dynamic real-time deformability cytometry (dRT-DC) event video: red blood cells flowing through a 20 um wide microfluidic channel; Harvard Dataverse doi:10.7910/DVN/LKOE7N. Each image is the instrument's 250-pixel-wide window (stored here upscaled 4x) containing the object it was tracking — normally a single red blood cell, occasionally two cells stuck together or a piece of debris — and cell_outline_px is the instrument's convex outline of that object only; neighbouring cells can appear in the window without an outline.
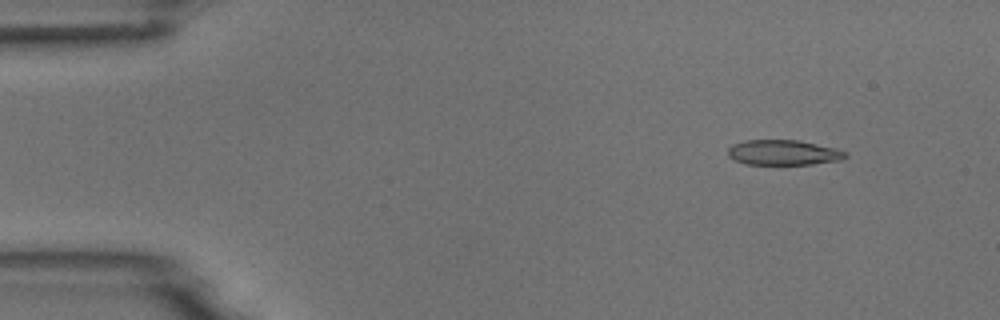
{"species": "common noctule bat (a hibernating species)", "species_latin": "Nyctalus noctula", "temperature_condition": "room temperature", "stored_images_in_passage": 4, "camera_frame_rate_fps": 3000, "um_per_image_px": 0.085, "animal": {"sex": "male", "body_mass_g": 18.8}, "frame": {"image": 1, "passage_image": 2, "time_ms": 0.333, "image_size_px": [1000, 320], "cell_outline_px": [[848, 156], [840, 160], [812, 164], [748, 164], [736, 160], [728, 156], [728, 148], [732, 144], [744, 140], [796, 140], [836, 148], [848, 152]], "centroid_in_image_um": [66.6, 12.96], "position_along_channel_um": 18.4, "area_um2": 17.17}}
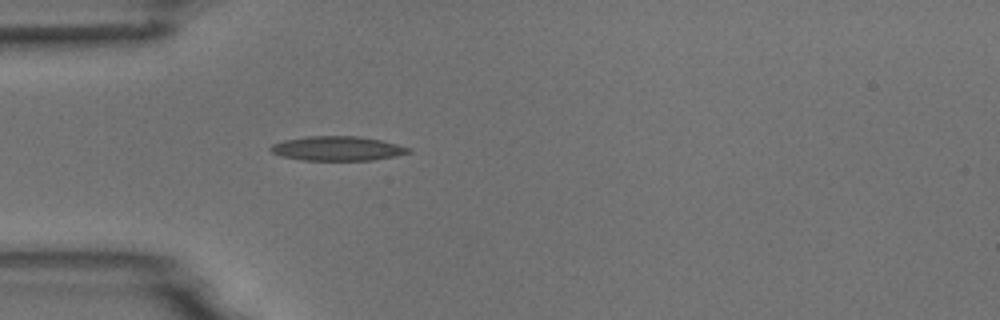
{"frame": {"image": 2, "passage_image": 4, "time_ms": 1.0, "image_size_px": [1000, 320], "cell_outline_px": [[412, 152], [396, 156], [372, 160], [300, 160], [280, 156], [272, 152], [268, 148], [272, 144], [284, 140], [308, 136], [360, 136], [380, 140], [412, 148]], "centroid_in_image_um": [28.67, 12.62], "position_along_channel_um": 56.3, "area_um2": 19.71}}